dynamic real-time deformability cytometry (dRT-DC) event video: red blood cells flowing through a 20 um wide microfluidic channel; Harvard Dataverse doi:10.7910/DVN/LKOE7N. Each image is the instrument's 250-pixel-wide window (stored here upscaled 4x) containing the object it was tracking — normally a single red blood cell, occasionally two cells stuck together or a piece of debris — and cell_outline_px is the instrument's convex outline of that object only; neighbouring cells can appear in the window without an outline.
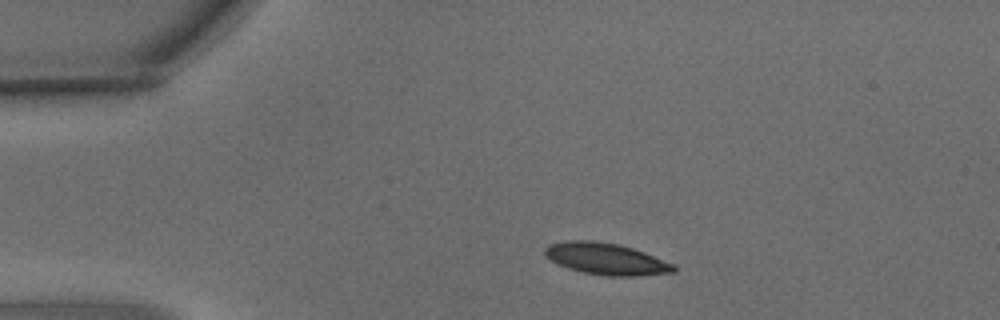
{"species": "common noctule bat (a hibernating species)", "species_latin": "Nyctalus noctula", "temperature_condition": "warm", "stored_images_in_passage": 4, "camera_frame_rate_fps": 3000, "um_per_image_px": 0.085, "animal": {"sex": "male", "body_mass_g": 15.6}, "frame": {"image": 1, "passage_image": 2, "time_ms": 0.333, "image_size_px": [1000, 320], "cell_outline_px": [[676, 272], [640, 276], [608, 276], [584, 272], [568, 268], [544, 256], [544, 248], [548, 244], [568, 240], [596, 240], [620, 244], [644, 252], [676, 264]], "centroid_in_image_um": [51.55, 21.99], "position_along_channel_um": 33.5, "area_um2": 23.99}}